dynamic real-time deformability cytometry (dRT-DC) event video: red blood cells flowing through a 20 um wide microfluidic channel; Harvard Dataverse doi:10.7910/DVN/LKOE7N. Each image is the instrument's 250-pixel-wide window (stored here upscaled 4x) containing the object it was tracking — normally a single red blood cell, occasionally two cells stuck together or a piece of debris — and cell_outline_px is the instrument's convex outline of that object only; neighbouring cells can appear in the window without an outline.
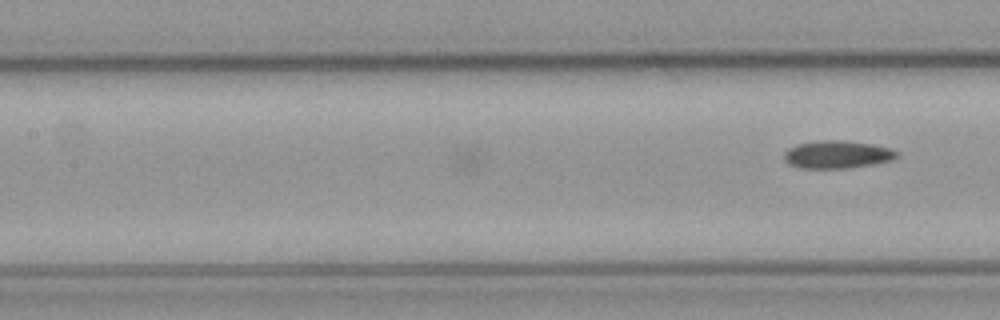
{"species": "common noctule bat (a hibernating species)", "species_latin": "Nyctalus noctula", "temperature_condition": "cold", "stored_images_in_passage": 9, "camera_frame_rate_fps": 3000, "um_per_image_px": 0.085, "animal": {"sex": "male", "body_mass_g": 23.1, "forearm_length_mm": 52.7}, "frame": {"image": 1, "passage_image": 9, "time_ms": 2.667, "image_size_px": [1000, 320], "cell_outline_px": [[900, 156], [892, 160], [872, 164], [848, 168], [800, 168], [788, 164], [784, 160], [784, 152], [788, 148], [796, 144], [820, 140], [840, 140], [872, 144], [888, 148], [900, 152]], "centroid_in_image_um": [71.15, 13.13], "position_along_channel_um": 136.3, "area_um2": 18.32}}